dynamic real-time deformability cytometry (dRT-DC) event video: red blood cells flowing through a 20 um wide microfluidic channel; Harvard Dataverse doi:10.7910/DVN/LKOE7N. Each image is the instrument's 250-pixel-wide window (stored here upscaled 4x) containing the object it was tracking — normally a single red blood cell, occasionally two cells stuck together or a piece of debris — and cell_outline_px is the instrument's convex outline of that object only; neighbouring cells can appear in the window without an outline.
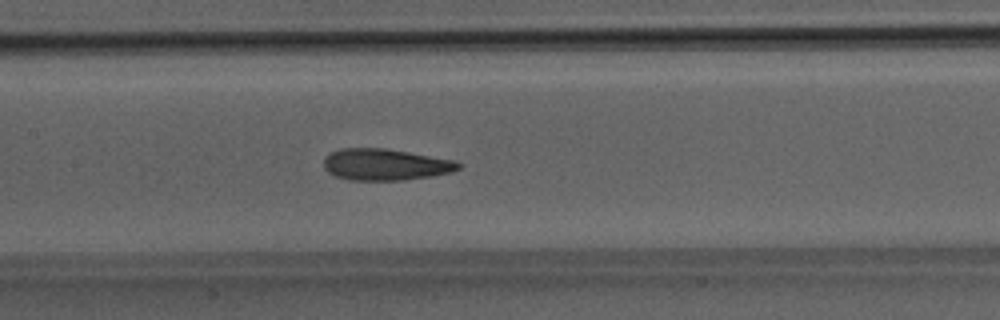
{"species": "Egyptian fruit bat (a non-hibernating species)", "species_latin": "Rousettus aegyptiacus", "temperature_condition": "room temperature", "stored_images_in_passage": 52, "segment_of_instrument_passage": [1, 2], "camera_frame_rate_fps": 3000, "um_per_image_px": 0.085, "animal": {"sex": "male"}, "frame": {"image": 1, "passage_image": 25, "time_ms": 8.0, "image_size_px": [1000, 320], "cell_outline_px": [[464, 164], [460, 168], [452, 172], [432, 176], [404, 180], [348, 180], [336, 176], [328, 172], [324, 168], [324, 156], [340, 148], [388, 148], [456, 160]], "centroid_in_image_um": [32.79, 13.98], "position_along_channel_um": 174.6, "area_um2": 25.09}}
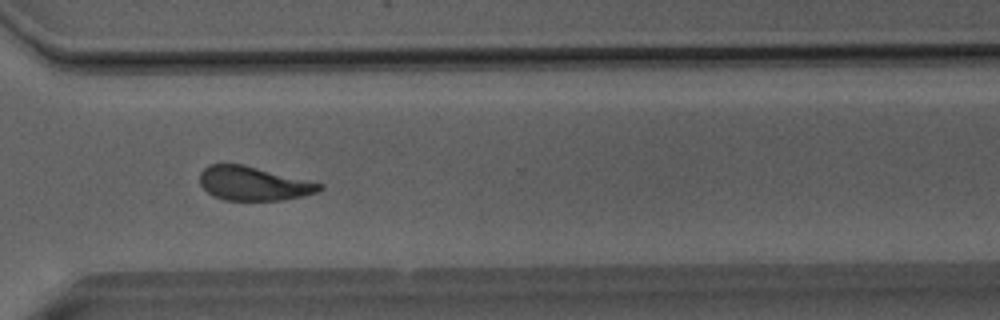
{"frame": {"image": 2, "passage_image": 38, "time_ms": 12.333, "image_size_px": [1000, 320], "cell_outline_px": [[324, 188], [316, 192], [304, 196], [284, 200], [224, 200], [212, 196], [200, 184], [200, 172], [208, 164], [244, 164], [324, 184]], "centroid_in_image_um": [21.55, 15.6], "position_along_channel_um": 349.1, "area_um2": 23.81}}
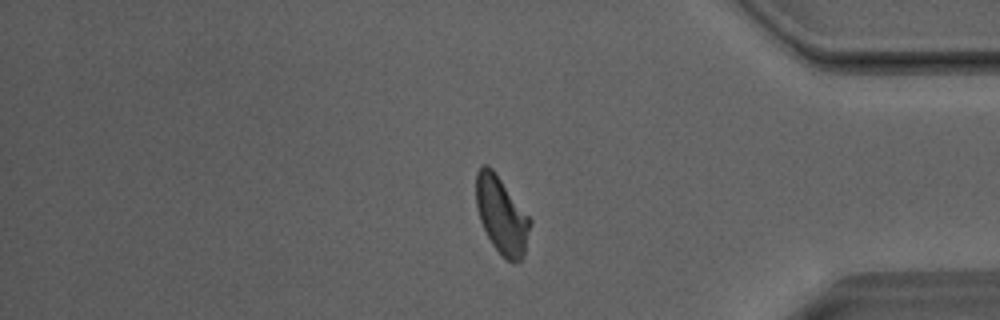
{"frame": {"image": 3, "passage_image": 43, "time_ms": 14.0, "image_size_px": [1000, 320], "cell_outline_px": [[532, 224], [524, 256], [516, 264], [512, 264], [492, 244], [480, 220], [476, 208], [476, 172], [484, 164], [488, 164], [492, 168], [532, 220]], "centroid_in_image_um": [42.65, 18.3], "position_along_channel_um": 392.5, "area_um2": 24.22}}